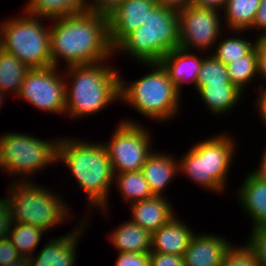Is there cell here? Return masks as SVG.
I'll return each instance as SVG.
<instances>
[{
  "label": "cell",
  "mask_w": 266,
  "mask_h": 266,
  "mask_svg": "<svg viewBox=\"0 0 266 266\" xmlns=\"http://www.w3.org/2000/svg\"><path fill=\"white\" fill-rule=\"evenodd\" d=\"M50 21V51L55 67H60V59L67 67L109 61L115 56L107 15L87 11Z\"/></svg>",
  "instance_id": "obj_1"
},
{
  "label": "cell",
  "mask_w": 266,
  "mask_h": 266,
  "mask_svg": "<svg viewBox=\"0 0 266 266\" xmlns=\"http://www.w3.org/2000/svg\"><path fill=\"white\" fill-rule=\"evenodd\" d=\"M84 141L71 137H60L58 164L67 166L79 187L85 192L88 208L109 210V194L114 183V171L103 142Z\"/></svg>",
  "instance_id": "obj_2"
},
{
  "label": "cell",
  "mask_w": 266,
  "mask_h": 266,
  "mask_svg": "<svg viewBox=\"0 0 266 266\" xmlns=\"http://www.w3.org/2000/svg\"><path fill=\"white\" fill-rule=\"evenodd\" d=\"M63 73L65 116L82 119L120 102V70L107 61L67 66Z\"/></svg>",
  "instance_id": "obj_3"
},
{
  "label": "cell",
  "mask_w": 266,
  "mask_h": 266,
  "mask_svg": "<svg viewBox=\"0 0 266 266\" xmlns=\"http://www.w3.org/2000/svg\"><path fill=\"white\" fill-rule=\"evenodd\" d=\"M140 65L148 67L150 72L139 79L127 81L120 73V103L132 106L146 119L161 123L171 122L180 113L183 99L181 93L160 63Z\"/></svg>",
  "instance_id": "obj_4"
},
{
  "label": "cell",
  "mask_w": 266,
  "mask_h": 266,
  "mask_svg": "<svg viewBox=\"0 0 266 266\" xmlns=\"http://www.w3.org/2000/svg\"><path fill=\"white\" fill-rule=\"evenodd\" d=\"M236 139L225 133L199 141L179 157V173L208 192L222 194L236 157Z\"/></svg>",
  "instance_id": "obj_5"
},
{
  "label": "cell",
  "mask_w": 266,
  "mask_h": 266,
  "mask_svg": "<svg viewBox=\"0 0 266 266\" xmlns=\"http://www.w3.org/2000/svg\"><path fill=\"white\" fill-rule=\"evenodd\" d=\"M178 47L179 13L158 4L149 12L144 25L114 48V54L122 52L137 63H159L163 56Z\"/></svg>",
  "instance_id": "obj_6"
},
{
  "label": "cell",
  "mask_w": 266,
  "mask_h": 266,
  "mask_svg": "<svg viewBox=\"0 0 266 266\" xmlns=\"http://www.w3.org/2000/svg\"><path fill=\"white\" fill-rule=\"evenodd\" d=\"M11 182L5 197L14 223L29 224L47 232L75 218L68 203L60 198L62 196L59 192L54 193L52 188L50 190L45 185H36V182L33 184V181Z\"/></svg>",
  "instance_id": "obj_7"
},
{
  "label": "cell",
  "mask_w": 266,
  "mask_h": 266,
  "mask_svg": "<svg viewBox=\"0 0 266 266\" xmlns=\"http://www.w3.org/2000/svg\"><path fill=\"white\" fill-rule=\"evenodd\" d=\"M59 140L60 137L50 141L12 131L0 134V171L15 176L16 182L33 180L30 176L34 177V173L58 164Z\"/></svg>",
  "instance_id": "obj_8"
},
{
  "label": "cell",
  "mask_w": 266,
  "mask_h": 266,
  "mask_svg": "<svg viewBox=\"0 0 266 266\" xmlns=\"http://www.w3.org/2000/svg\"><path fill=\"white\" fill-rule=\"evenodd\" d=\"M17 16L0 22V48L29 69L51 66L50 27L46 28L42 22L50 19L31 15L23 9L21 16Z\"/></svg>",
  "instance_id": "obj_9"
},
{
  "label": "cell",
  "mask_w": 266,
  "mask_h": 266,
  "mask_svg": "<svg viewBox=\"0 0 266 266\" xmlns=\"http://www.w3.org/2000/svg\"><path fill=\"white\" fill-rule=\"evenodd\" d=\"M134 120H120L112 137L104 142L114 174L141 170L153 152L150 130Z\"/></svg>",
  "instance_id": "obj_10"
},
{
  "label": "cell",
  "mask_w": 266,
  "mask_h": 266,
  "mask_svg": "<svg viewBox=\"0 0 266 266\" xmlns=\"http://www.w3.org/2000/svg\"><path fill=\"white\" fill-rule=\"evenodd\" d=\"M59 68L51 65L29 69L17 96L19 100H25L47 114L65 115V77L63 69Z\"/></svg>",
  "instance_id": "obj_11"
},
{
  "label": "cell",
  "mask_w": 266,
  "mask_h": 266,
  "mask_svg": "<svg viewBox=\"0 0 266 266\" xmlns=\"http://www.w3.org/2000/svg\"><path fill=\"white\" fill-rule=\"evenodd\" d=\"M178 13L179 48L197 50L200 54L202 50V53L210 50L212 52L216 42L222 38L221 32L225 27L221 21L223 19L221 12L190 5Z\"/></svg>",
  "instance_id": "obj_12"
},
{
  "label": "cell",
  "mask_w": 266,
  "mask_h": 266,
  "mask_svg": "<svg viewBox=\"0 0 266 266\" xmlns=\"http://www.w3.org/2000/svg\"><path fill=\"white\" fill-rule=\"evenodd\" d=\"M86 218V219H85ZM88 218L84 217L79 220V225L67 234L57 238H49L43 248L37 253L29 257L30 266H74L77 261V245L79 238L81 239L87 225ZM81 221V222H80Z\"/></svg>",
  "instance_id": "obj_13"
},
{
  "label": "cell",
  "mask_w": 266,
  "mask_h": 266,
  "mask_svg": "<svg viewBox=\"0 0 266 266\" xmlns=\"http://www.w3.org/2000/svg\"><path fill=\"white\" fill-rule=\"evenodd\" d=\"M157 0H124L108 17L109 38L115 48L128 34L144 25Z\"/></svg>",
  "instance_id": "obj_14"
},
{
  "label": "cell",
  "mask_w": 266,
  "mask_h": 266,
  "mask_svg": "<svg viewBox=\"0 0 266 266\" xmlns=\"http://www.w3.org/2000/svg\"><path fill=\"white\" fill-rule=\"evenodd\" d=\"M231 243L218 234L195 233L183 253L184 266H221Z\"/></svg>",
  "instance_id": "obj_15"
},
{
  "label": "cell",
  "mask_w": 266,
  "mask_h": 266,
  "mask_svg": "<svg viewBox=\"0 0 266 266\" xmlns=\"http://www.w3.org/2000/svg\"><path fill=\"white\" fill-rule=\"evenodd\" d=\"M202 55L199 56V53L196 54L195 51L193 52L178 47L161 58L159 63L181 94L184 84H192L196 90L198 73L205 57H202Z\"/></svg>",
  "instance_id": "obj_16"
},
{
  "label": "cell",
  "mask_w": 266,
  "mask_h": 266,
  "mask_svg": "<svg viewBox=\"0 0 266 266\" xmlns=\"http://www.w3.org/2000/svg\"><path fill=\"white\" fill-rule=\"evenodd\" d=\"M168 200L167 194L166 196L154 195L146 200L129 204L130 215H132L130 220L151 233L157 231L177 215L172 207L173 204Z\"/></svg>",
  "instance_id": "obj_17"
},
{
  "label": "cell",
  "mask_w": 266,
  "mask_h": 266,
  "mask_svg": "<svg viewBox=\"0 0 266 266\" xmlns=\"http://www.w3.org/2000/svg\"><path fill=\"white\" fill-rule=\"evenodd\" d=\"M236 192L238 204L250 218L252 227L266 225V181L250 171Z\"/></svg>",
  "instance_id": "obj_18"
},
{
  "label": "cell",
  "mask_w": 266,
  "mask_h": 266,
  "mask_svg": "<svg viewBox=\"0 0 266 266\" xmlns=\"http://www.w3.org/2000/svg\"><path fill=\"white\" fill-rule=\"evenodd\" d=\"M185 223V224H184ZM176 215L152 233L151 252L183 256L196 233Z\"/></svg>",
  "instance_id": "obj_19"
},
{
  "label": "cell",
  "mask_w": 266,
  "mask_h": 266,
  "mask_svg": "<svg viewBox=\"0 0 266 266\" xmlns=\"http://www.w3.org/2000/svg\"><path fill=\"white\" fill-rule=\"evenodd\" d=\"M174 154L153 150L141 168L155 196H164L165 188L179 173V162ZM177 159V160H176Z\"/></svg>",
  "instance_id": "obj_20"
},
{
  "label": "cell",
  "mask_w": 266,
  "mask_h": 266,
  "mask_svg": "<svg viewBox=\"0 0 266 266\" xmlns=\"http://www.w3.org/2000/svg\"><path fill=\"white\" fill-rule=\"evenodd\" d=\"M197 93L199 99L201 98L202 103L209 110V113L220 117L230 113L233 108L238 106L245 92H242L231 82H222L203 85Z\"/></svg>",
  "instance_id": "obj_21"
},
{
  "label": "cell",
  "mask_w": 266,
  "mask_h": 266,
  "mask_svg": "<svg viewBox=\"0 0 266 266\" xmlns=\"http://www.w3.org/2000/svg\"><path fill=\"white\" fill-rule=\"evenodd\" d=\"M115 230V231H114ZM108 234L110 244L118 252L150 253L152 247V233L135 224L130 219L117 225Z\"/></svg>",
  "instance_id": "obj_22"
},
{
  "label": "cell",
  "mask_w": 266,
  "mask_h": 266,
  "mask_svg": "<svg viewBox=\"0 0 266 266\" xmlns=\"http://www.w3.org/2000/svg\"><path fill=\"white\" fill-rule=\"evenodd\" d=\"M22 8L34 16L48 19L89 11L90 0H28Z\"/></svg>",
  "instance_id": "obj_23"
},
{
  "label": "cell",
  "mask_w": 266,
  "mask_h": 266,
  "mask_svg": "<svg viewBox=\"0 0 266 266\" xmlns=\"http://www.w3.org/2000/svg\"><path fill=\"white\" fill-rule=\"evenodd\" d=\"M261 0H227L223 14L224 30L251 32Z\"/></svg>",
  "instance_id": "obj_24"
},
{
  "label": "cell",
  "mask_w": 266,
  "mask_h": 266,
  "mask_svg": "<svg viewBox=\"0 0 266 266\" xmlns=\"http://www.w3.org/2000/svg\"><path fill=\"white\" fill-rule=\"evenodd\" d=\"M29 68L14 55L0 48V91L17 97Z\"/></svg>",
  "instance_id": "obj_25"
},
{
  "label": "cell",
  "mask_w": 266,
  "mask_h": 266,
  "mask_svg": "<svg viewBox=\"0 0 266 266\" xmlns=\"http://www.w3.org/2000/svg\"><path fill=\"white\" fill-rule=\"evenodd\" d=\"M227 34L233 33L234 36L230 34L229 37L219 39L212 51V55L218 60L221 61L224 65H227L231 63L233 60L240 59L241 57L247 55L256 45V41L258 39V36L256 35L254 40H249L248 38H245L244 33L245 31H239L234 30L230 31L225 30ZM236 35V36H235Z\"/></svg>",
  "instance_id": "obj_26"
},
{
  "label": "cell",
  "mask_w": 266,
  "mask_h": 266,
  "mask_svg": "<svg viewBox=\"0 0 266 266\" xmlns=\"http://www.w3.org/2000/svg\"><path fill=\"white\" fill-rule=\"evenodd\" d=\"M114 180L122 199L129 204L154 196L141 170L115 174Z\"/></svg>",
  "instance_id": "obj_27"
},
{
  "label": "cell",
  "mask_w": 266,
  "mask_h": 266,
  "mask_svg": "<svg viewBox=\"0 0 266 266\" xmlns=\"http://www.w3.org/2000/svg\"><path fill=\"white\" fill-rule=\"evenodd\" d=\"M229 78L231 83L237 86L242 92L247 85L255 80L258 75L257 54L255 47L240 59L233 60L227 64Z\"/></svg>",
  "instance_id": "obj_28"
},
{
  "label": "cell",
  "mask_w": 266,
  "mask_h": 266,
  "mask_svg": "<svg viewBox=\"0 0 266 266\" xmlns=\"http://www.w3.org/2000/svg\"><path fill=\"white\" fill-rule=\"evenodd\" d=\"M44 234L45 231L38 227L14 223L8 239L21 256L29 258L34 254L33 251L38 247Z\"/></svg>",
  "instance_id": "obj_29"
},
{
  "label": "cell",
  "mask_w": 266,
  "mask_h": 266,
  "mask_svg": "<svg viewBox=\"0 0 266 266\" xmlns=\"http://www.w3.org/2000/svg\"><path fill=\"white\" fill-rule=\"evenodd\" d=\"M205 54L202 61L200 71L198 73V80L196 83V91H198L203 85L216 84L222 82H231L228 74L227 66L221 61H218L211 52Z\"/></svg>",
  "instance_id": "obj_30"
},
{
  "label": "cell",
  "mask_w": 266,
  "mask_h": 266,
  "mask_svg": "<svg viewBox=\"0 0 266 266\" xmlns=\"http://www.w3.org/2000/svg\"><path fill=\"white\" fill-rule=\"evenodd\" d=\"M245 245L253 252L258 265L266 266V225L251 228Z\"/></svg>",
  "instance_id": "obj_31"
},
{
  "label": "cell",
  "mask_w": 266,
  "mask_h": 266,
  "mask_svg": "<svg viewBox=\"0 0 266 266\" xmlns=\"http://www.w3.org/2000/svg\"><path fill=\"white\" fill-rule=\"evenodd\" d=\"M221 266H259L253 252L246 245H232Z\"/></svg>",
  "instance_id": "obj_32"
},
{
  "label": "cell",
  "mask_w": 266,
  "mask_h": 266,
  "mask_svg": "<svg viewBox=\"0 0 266 266\" xmlns=\"http://www.w3.org/2000/svg\"><path fill=\"white\" fill-rule=\"evenodd\" d=\"M115 266H150V253L118 252Z\"/></svg>",
  "instance_id": "obj_33"
},
{
  "label": "cell",
  "mask_w": 266,
  "mask_h": 266,
  "mask_svg": "<svg viewBox=\"0 0 266 266\" xmlns=\"http://www.w3.org/2000/svg\"><path fill=\"white\" fill-rule=\"evenodd\" d=\"M13 224L14 222L7 197L0 198V240L9 238Z\"/></svg>",
  "instance_id": "obj_34"
},
{
  "label": "cell",
  "mask_w": 266,
  "mask_h": 266,
  "mask_svg": "<svg viewBox=\"0 0 266 266\" xmlns=\"http://www.w3.org/2000/svg\"><path fill=\"white\" fill-rule=\"evenodd\" d=\"M150 266H184L183 256L150 252Z\"/></svg>",
  "instance_id": "obj_35"
},
{
  "label": "cell",
  "mask_w": 266,
  "mask_h": 266,
  "mask_svg": "<svg viewBox=\"0 0 266 266\" xmlns=\"http://www.w3.org/2000/svg\"><path fill=\"white\" fill-rule=\"evenodd\" d=\"M20 257L21 255L8 238L0 240V266H5Z\"/></svg>",
  "instance_id": "obj_36"
},
{
  "label": "cell",
  "mask_w": 266,
  "mask_h": 266,
  "mask_svg": "<svg viewBox=\"0 0 266 266\" xmlns=\"http://www.w3.org/2000/svg\"><path fill=\"white\" fill-rule=\"evenodd\" d=\"M257 54L258 77L266 83V37H258L255 45Z\"/></svg>",
  "instance_id": "obj_37"
},
{
  "label": "cell",
  "mask_w": 266,
  "mask_h": 266,
  "mask_svg": "<svg viewBox=\"0 0 266 266\" xmlns=\"http://www.w3.org/2000/svg\"><path fill=\"white\" fill-rule=\"evenodd\" d=\"M124 0H90L89 11L108 15Z\"/></svg>",
  "instance_id": "obj_38"
},
{
  "label": "cell",
  "mask_w": 266,
  "mask_h": 266,
  "mask_svg": "<svg viewBox=\"0 0 266 266\" xmlns=\"http://www.w3.org/2000/svg\"><path fill=\"white\" fill-rule=\"evenodd\" d=\"M252 30L261 31L258 37H266V0L260 1V6L257 9V14L254 20Z\"/></svg>",
  "instance_id": "obj_39"
},
{
  "label": "cell",
  "mask_w": 266,
  "mask_h": 266,
  "mask_svg": "<svg viewBox=\"0 0 266 266\" xmlns=\"http://www.w3.org/2000/svg\"><path fill=\"white\" fill-rule=\"evenodd\" d=\"M259 94L258 96L256 95V100L254 105H256L255 111L258 112V115L261 116L260 118L262 119V124L263 126L266 127V84L264 85H259Z\"/></svg>",
  "instance_id": "obj_40"
},
{
  "label": "cell",
  "mask_w": 266,
  "mask_h": 266,
  "mask_svg": "<svg viewBox=\"0 0 266 266\" xmlns=\"http://www.w3.org/2000/svg\"><path fill=\"white\" fill-rule=\"evenodd\" d=\"M160 6L174 11H181L193 5V0H157Z\"/></svg>",
  "instance_id": "obj_41"
},
{
  "label": "cell",
  "mask_w": 266,
  "mask_h": 266,
  "mask_svg": "<svg viewBox=\"0 0 266 266\" xmlns=\"http://www.w3.org/2000/svg\"><path fill=\"white\" fill-rule=\"evenodd\" d=\"M227 0H193V5L200 8L224 11Z\"/></svg>",
  "instance_id": "obj_42"
},
{
  "label": "cell",
  "mask_w": 266,
  "mask_h": 266,
  "mask_svg": "<svg viewBox=\"0 0 266 266\" xmlns=\"http://www.w3.org/2000/svg\"><path fill=\"white\" fill-rule=\"evenodd\" d=\"M262 153L263 154L261 156V160L259 162L258 168H255V170H253L252 173L256 177L266 181V146H265L264 152Z\"/></svg>",
  "instance_id": "obj_43"
},
{
  "label": "cell",
  "mask_w": 266,
  "mask_h": 266,
  "mask_svg": "<svg viewBox=\"0 0 266 266\" xmlns=\"http://www.w3.org/2000/svg\"><path fill=\"white\" fill-rule=\"evenodd\" d=\"M5 266H30L29 258L21 256L20 258L14 260V261H11L10 263H8Z\"/></svg>",
  "instance_id": "obj_44"
},
{
  "label": "cell",
  "mask_w": 266,
  "mask_h": 266,
  "mask_svg": "<svg viewBox=\"0 0 266 266\" xmlns=\"http://www.w3.org/2000/svg\"><path fill=\"white\" fill-rule=\"evenodd\" d=\"M5 95L0 91V108H2L4 104ZM3 103V104H2Z\"/></svg>",
  "instance_id": "obj_45"
},
{
  "label": "cell",
  "mask_w": 266,
  "mask_h": 266,
  "mask_svg": "<svg viewBox=\"0 0 266 266\" xmlns=\"http://www.w3.org/2000/svg\"><path fill=\"white\" fill-rule=\"evenodd\" d=\"M1 26H2V24H0V38H1Z\"/></svg>",
  "instance_id": "obj_46"
}]
</instances>
